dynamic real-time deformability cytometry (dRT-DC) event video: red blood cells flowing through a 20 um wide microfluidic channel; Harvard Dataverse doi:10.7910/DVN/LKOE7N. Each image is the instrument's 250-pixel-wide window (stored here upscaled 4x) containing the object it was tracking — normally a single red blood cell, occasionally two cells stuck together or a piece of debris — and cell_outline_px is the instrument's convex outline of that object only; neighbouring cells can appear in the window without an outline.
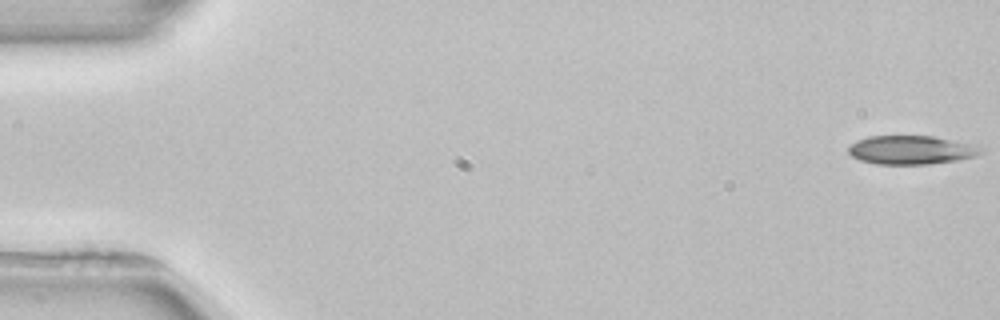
{"species": "common noctule bat (a hibernating species)", "species_latin": "Nyctalus noctula", "temperature_condition": "room temperature", "stored_images_in_passage": 6, "segment_of_instrument_passage": [1, 2], "camera_frame_rate_fps": 3000, "um_per_image_px": 0.085, "animal": {"sex": "female", "body_mass_g": 22.7, "forearm_length_mm": 54.2}, "frame": {"image": 1, "passage_image": 1, "time_ms": 0.0, "image_size_px": [1000, 320], "cell_outline_px": [[984, 152], [976, 156], [956, 160], [928, 164], [876, 164], [860, 160], [852, 156], [848, 152], [848, 144], [856, 140], [868, 136], [932, 136], [972, 144], [984, 148]], "centroid_in_image_um": [77.43, 12.74], "position_along_channel_um": 7.6, "area_um2": 22.25}}
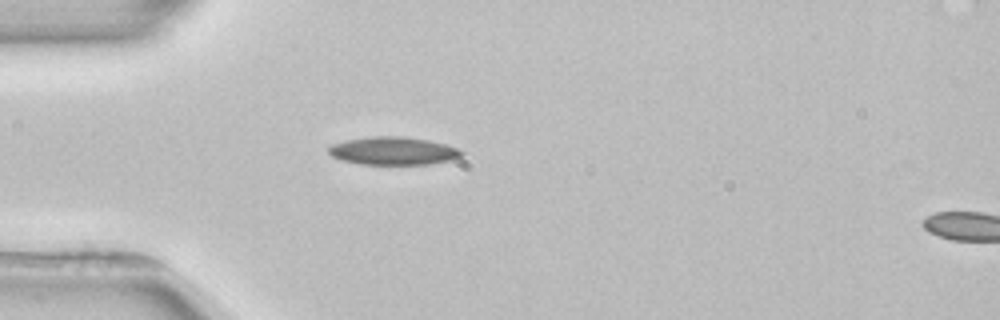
{"frame": {"image": 2, "passage_image": 5, "time_ms": 7.0, "image_size_px": [1000, 320], "cell_outline_px": [[464, 152], [460, 156], [452, 160], [428, 164], [360, 164], [340, 160], [332, 156], [328, 152], [328, 148], [332, 144], [348, 140], [368, 136], [404, 136], [428, 140], [444, 144], [456, 148]], "centroid_in_image_um": [33.39, 12.82], "position_along_channel_um": 51.6, "area_um2": 21.62}}